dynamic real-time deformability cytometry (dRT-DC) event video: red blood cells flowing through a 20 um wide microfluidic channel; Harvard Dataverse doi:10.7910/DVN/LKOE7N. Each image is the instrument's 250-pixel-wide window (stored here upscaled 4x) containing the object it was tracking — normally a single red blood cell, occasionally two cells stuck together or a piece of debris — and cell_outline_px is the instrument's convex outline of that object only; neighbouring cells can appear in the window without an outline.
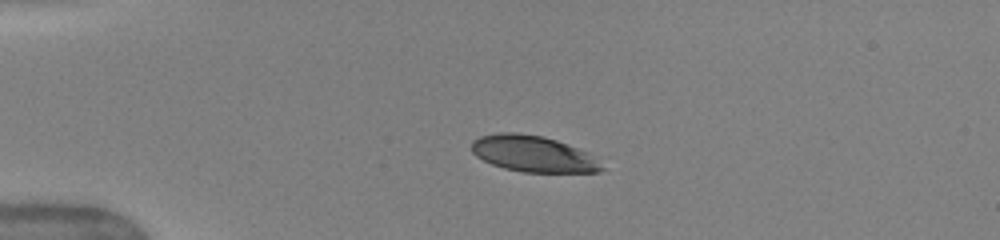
{"species": "human", "species_latin": "Homo sapiens", "temperature_condition": "warm", "stored_images_in_passage": 39, "camera_frame_rate_fps": 3000, "um_per_image_px": 0.085, "donor": {"sex": "female"}, "frame": {"image": 1, "passage_image": 1, "time_ms": 0.0, "image_size_px": [1000, 240], "cell_outline_px": [[604, 168], [600, 172], [520, 172], [504, 168], [492, 164], [476, 156], [472, 152], [472, 140], [480, 136], [496, 132], [516, 132], [544, 136], [556, 140], [588, 152]], "centroid_in_image_um": [45.28, 13.06], "position_along_channel_um": 39.7, "area_um2": 27.46}}
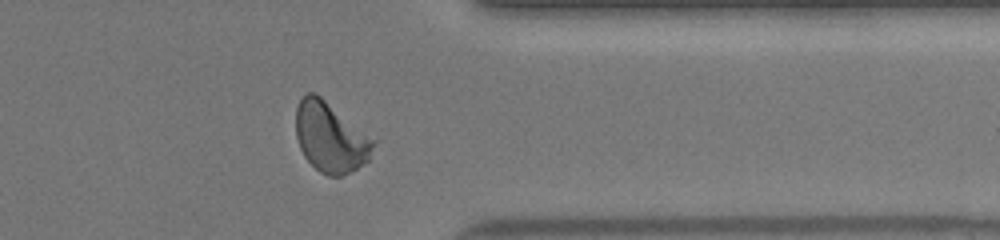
{"frame": {"image": 2, "passage_image": 30, "time_ms": 9.667, "image_size_px": [1000, 240], "cell_outline_px": [[376, 140], [368, 160], [356, 168], [340, 176], [328, 176], [320, 172], [304, 156], [300, 148], [296, 136], [296, 108], [300, 100], [308, 92], [316, 92]], "centroid_in_image_um": [28.08, 11.65], "position_along_channel_um": 383.3, "area_um2": 31.39}}
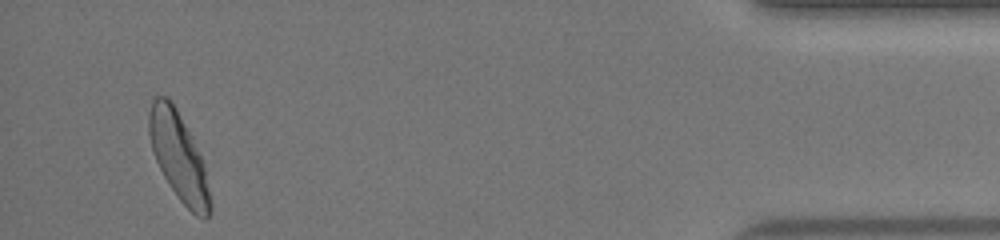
{"frame": {"image": 3, "passage_image": 37, "time_ms": 12.0, "image_size_px": [1000, 240], "cell_outline_px": [[212, 208], [208, 216], [204, 220], [196, 216], [180, 200], [164, 176], [156, 160], [152, 148], [148, 132], [148, 116], [152, 100], [156, 96], [168, 96], [176, 108], [192, 136], [200, 156], [204, 168], [212, 204]], "centroid_in_image_um": [15.18, 13.3], "position_along_channel_um": 420.0, "area_um2": 30.87}, "authors_computed_cell_mechanics": {"area_um2": 30.7496, "velocity_mm_per_s": 4.042, "shape_relaxation_time_tau1_ms": 6.4896, "shape_relaxation_time_tau2_ms": 0.7422, "deformation_change_tau1": 0.257, "deformation_change_tau2": 0.0745}}